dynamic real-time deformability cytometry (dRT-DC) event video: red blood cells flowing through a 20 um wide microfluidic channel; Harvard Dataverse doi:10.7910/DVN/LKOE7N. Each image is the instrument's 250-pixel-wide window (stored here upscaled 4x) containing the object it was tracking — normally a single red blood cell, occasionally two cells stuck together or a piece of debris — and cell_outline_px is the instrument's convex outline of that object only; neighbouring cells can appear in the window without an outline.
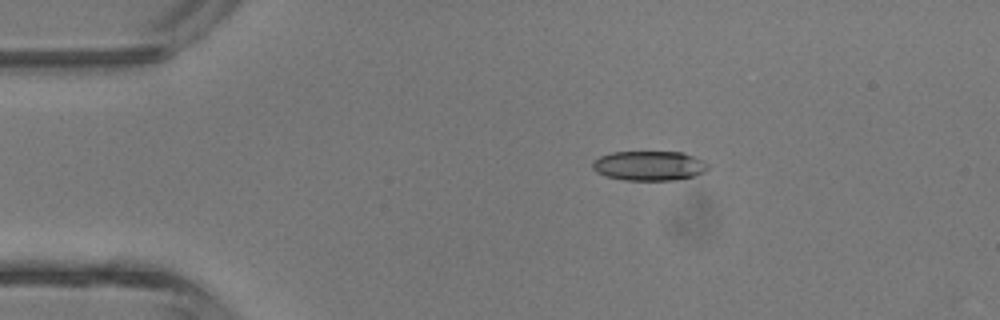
{"species": "common noctule bat (a hibernating species)", "species_latin": "Nyctalus noctula", "temperature_condition": "room temperature", "stored_images_in_passage": 4, "camera_frame_rate_fps": 3000, "um_per_image_px": 0.085, "animal": {"sex": "male", "body_mass_g": 13.3}, "frame": {"image": 1, "passage_image": 3, "time_ms": 2.333, "image_size_px": [1000, 320], "cell_outline_px": [[708, 168], [704, 172], [696, 176], [676, 180], [624, 180], [604, 176], [596, 172], [592, 168], [592, 160], [600, 156], [612, 152], [684, 152], [704, 160], [708, 164]], "centroid_in_image_um": [55.18, 14.09], "position_along_channel_um": 29.8, "area_um2": 20.23}}